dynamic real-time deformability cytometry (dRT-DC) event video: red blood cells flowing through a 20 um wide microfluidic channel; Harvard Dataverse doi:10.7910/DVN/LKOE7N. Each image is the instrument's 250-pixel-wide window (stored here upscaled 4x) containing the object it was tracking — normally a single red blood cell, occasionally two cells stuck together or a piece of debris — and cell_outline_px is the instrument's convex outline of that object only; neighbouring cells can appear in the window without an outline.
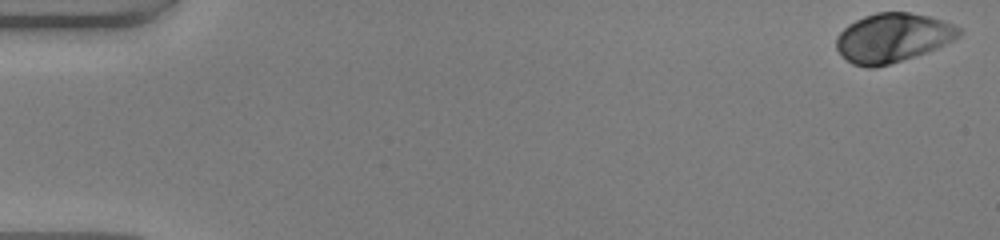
{"species": "human", "species_latin": "Homo sapiens", "temperature_condition": "warm", "stored_images_in_passage": 50, "camera_frame_rate_fps": 3000, "um_per_image_px": 0.085, "donor": {"sex": "male"}, "frame": {"image": 1, "passage_image": 1, "time_ms": 0.0, "image_size_px": [1000, 240], "cell_outline_px": [[960, 36], [936, 48], [888, 64], [872, 68], [868, 68], [852, 64], [836, 48], [836, 36], [848, 24], [864, 16], [876, 12], [908, 12], [928, 16], [944, 20], [960, 28]], "centroid_in_image_um": [75.85, 3.19], "position_along_channel_um": 9.2, "area_um2": 34.62}}
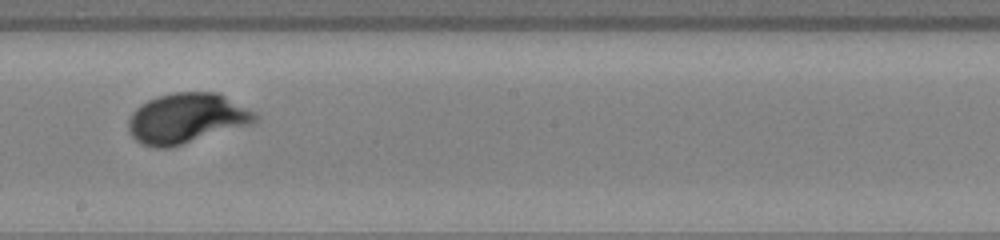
{"frame": {"image": 2, "passage_image": 29, "time_ms": 9.333, "image_size_px": [1000, 240], "cell_outline_px": [[260, 116], [252, 124], [168, 148], [156, 148], [144, 144], [136, 140], [128, 132], [128, 120], [132, 112], [140, 104], [156, 96], [176, 92], [216, 92], [256, 112]], "centroid_in_image_um": [15.85, 10.05], "position_along_channel_um": 232.4, "area_um2": 36.93}}
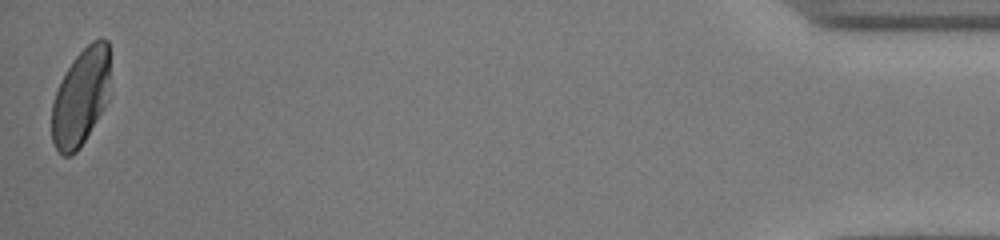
{"frame": {"image": 3, "passage_image": 50, "time_ms": 16.333, "image_size_px": [1000, 240], "cell_outline_px": [[108, 100], [104, 108], [80, 148], [76, 152], [68, 156], [64, 156], [56, 148], [52, 140], [52, 104], [56, 92], [68, 68], [76, 56], [92, 40], [100, 36], [108, 40]], "centroid_in_image_um": [6.87, 8.27], "position_along_channel_um": 428.3, "area_um2": 32.6}, "authors_computed_cell_mechanics": {"area_um2": 34.6222, "velocity_mm_per_s": 4.107, "shape_relaxation_time_tau1_ms": 2.1912, "shape_relaxation_time_tau2_ms": null, "deformation_change_tau1": 0.1618, "deformation_change_tau2": null}}